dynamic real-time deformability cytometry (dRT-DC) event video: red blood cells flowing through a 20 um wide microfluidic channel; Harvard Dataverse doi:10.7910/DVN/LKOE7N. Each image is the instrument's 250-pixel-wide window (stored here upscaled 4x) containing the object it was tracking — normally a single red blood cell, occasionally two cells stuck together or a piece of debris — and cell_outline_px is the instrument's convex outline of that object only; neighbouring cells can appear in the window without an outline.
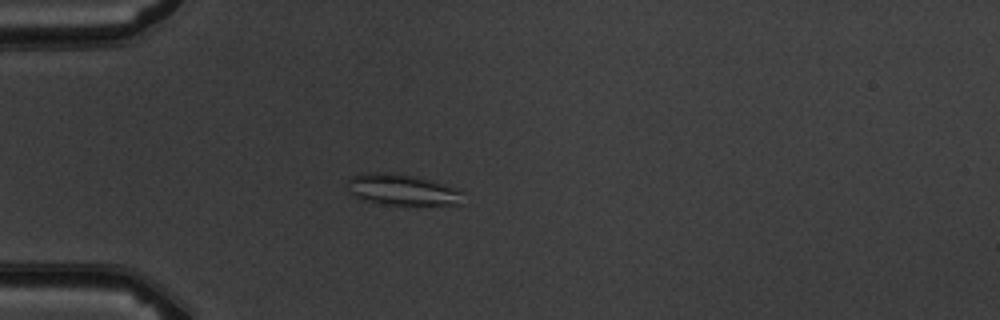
{"species": "common noctule bat (a hibernating species)", "species_latin": "Nyctalus noctula", "temperature_condition": "warm", "stored_images_in_passage": 3, "camera_frame_rate_fps": 3000, "um_per_image_px": 0.085, "animal": {"sex": "male", "body_mass_g": 19.5, "forearm_length_mm": 54.6}, "frame": {"image": 1, "passage_image": 3, "time_ms": 2.333, "image_size_px": [1000, 320], "cell_outline_px": [[464, 192], [460, 204], [384, 204], [360, 200], [352, 192], [348, 180], [352, 176], [364, 172], [396, 172], [416, 176], [444, 184], [456, 188]], "centroid_in_image_um": [34.19, 16.1], "position_along_channel_um": 50.8, "area_um2": 20.81}}